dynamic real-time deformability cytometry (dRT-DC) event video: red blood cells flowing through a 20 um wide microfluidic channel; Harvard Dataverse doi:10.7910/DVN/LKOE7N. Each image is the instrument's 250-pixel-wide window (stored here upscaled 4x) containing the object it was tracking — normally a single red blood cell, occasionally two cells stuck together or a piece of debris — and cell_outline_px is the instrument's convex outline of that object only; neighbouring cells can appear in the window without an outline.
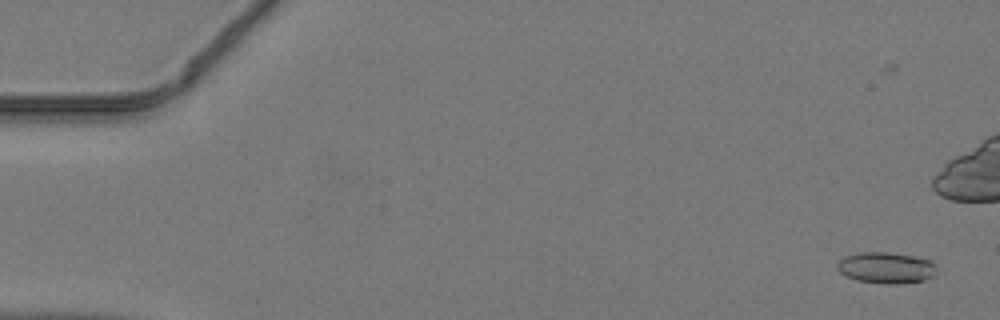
{"species": "common noctule bat (a hibernating species)", "species_latin": "Nyctalus noctula", "temperature_condition": "warm", "stored_images_in_passage": 40, "camera_frame_rate_fps": 3000, "um_per_image_px": 0.085, "animal": {"sex": "male", "body_mass_g": 19.2, "forearm_length_mm": 51.8}, "frame": {"image": 1, "passage_image": 3, "time_ms": 0.667, "image_size_px": [1000, 320], "cell_outline_px": [[936, 268], [932, 276], [924, 280], [896, 284], [888, 284], [856, 280], [840, 272], [836, 268], [836, 264], [844, 256], [860, 252], [888, 252], [912, 256], [928, 260]], "centroid_in_image_um": [75.26, 22.75], "position_along_channel_um": 9.7, "area_um2": 17.8}}
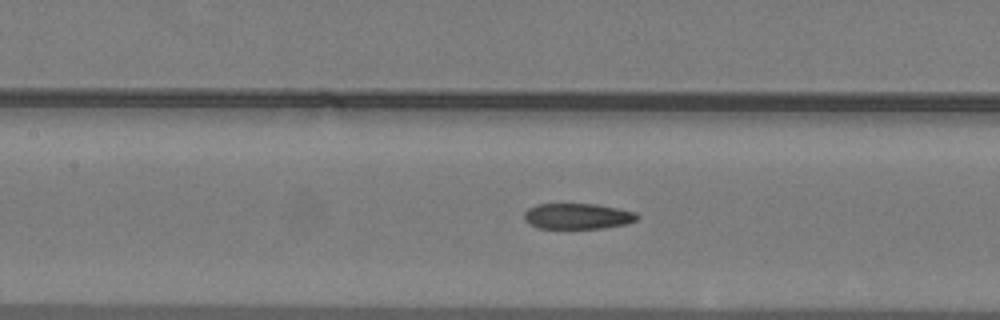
{"frame": {"image": 2, "passage_image": 23, "time_ms": 7.333, "image_size_px": [1000, 320], "cell_outline_px": [[636, 220], [624, 224], [600, 228], [536, 228], [528, 224], [524, 220], [524, 212], [528, 208], [536, 204], [596, 204], [636, 212]], "centroid_in_image_um": [49.01, 18.37], "position_along_channel_um": 158.4, "area_um2": 16.82}}
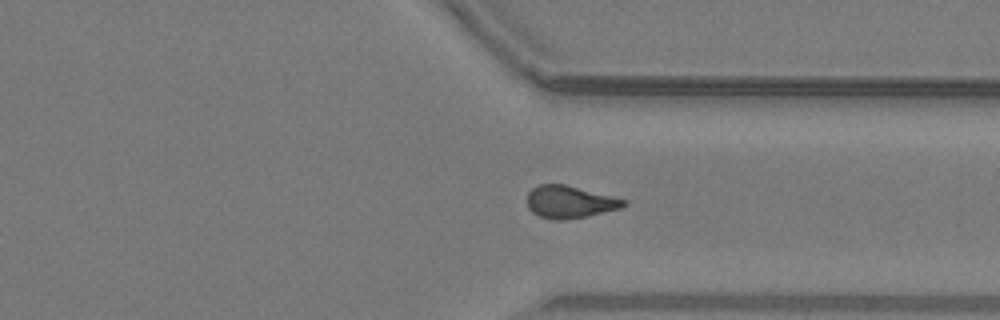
{"frame": {"image": 3, "passage_image": 37, "time_ms": 12.0, "image_size_px": [1000, 320], "cell_outline_px": [[624, 204], [620, 208], [588, 216], [564, 220], [556, 220], [540, 216], [532, 212], [528, 208], [528, 192], [532, 188], [540, 184], [564, 184], [612, 196], [624, 200]], "centroid_in_image_um": [48.38, 17.16], "position_along_channel_um": 363.0, "area_um2": 17.92}}